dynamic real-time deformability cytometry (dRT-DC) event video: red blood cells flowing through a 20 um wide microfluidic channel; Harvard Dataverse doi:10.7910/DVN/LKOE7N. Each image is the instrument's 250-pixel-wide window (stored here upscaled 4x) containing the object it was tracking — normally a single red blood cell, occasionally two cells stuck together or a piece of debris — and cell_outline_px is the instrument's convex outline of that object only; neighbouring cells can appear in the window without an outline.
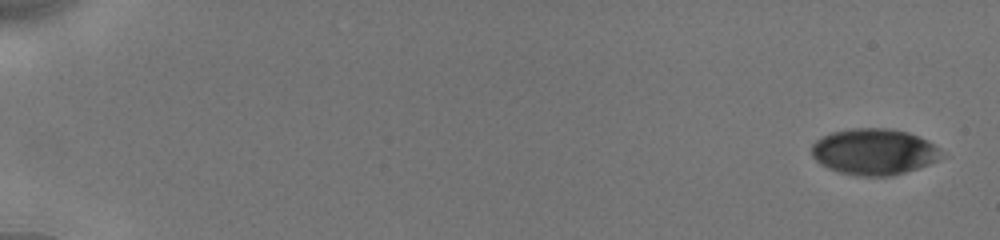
{"species": "human", "species_latin": "Homo sapiens", "temperature_condition": "cold", "stored_images_in_passage": 33, "camera_frame_rate_fps": 3000, "um_per_image_px": 0.085, "donor": {"sex": "male"}, "frame": {"image": 1, "passage_image": 1, "time_ms": 0.0, "image_size_px": [1000, 240], "cell_outline_px": [[936, 160], [928, 164], [892, 176], [856, 176], [840, 172], [828, 168], [820, 164], [812, 156], [812, 144], [816, 140], [832, 132], [852, 128], [892, 128], [908, 132], [928, 140], [936, 148]], "centroid_in_image_um": [74.21, 12.89], "position_along_channel_um": 10.8, "area_um2": 34.45}}
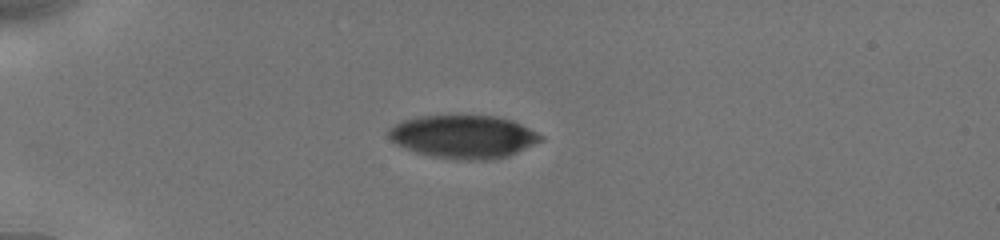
{"frame": {"image": 2, "passage_image": 23, "time_ms": 4.667, "image_size_px": [1000, 240], "cell_outline_px": [[544, 140], [508, 156], [492, 160], [468, 160], [432, 156], [416, 152], [404, 148], [396, 144], [388, 136], [388, 128], [400, 120], [416, 116], [496, 116], [512, 120], [544, 136]], "centroid_in_image_um": [39.38, 11.61], "position_along_channel_um": 45.6, "area_um2": 38.26}}